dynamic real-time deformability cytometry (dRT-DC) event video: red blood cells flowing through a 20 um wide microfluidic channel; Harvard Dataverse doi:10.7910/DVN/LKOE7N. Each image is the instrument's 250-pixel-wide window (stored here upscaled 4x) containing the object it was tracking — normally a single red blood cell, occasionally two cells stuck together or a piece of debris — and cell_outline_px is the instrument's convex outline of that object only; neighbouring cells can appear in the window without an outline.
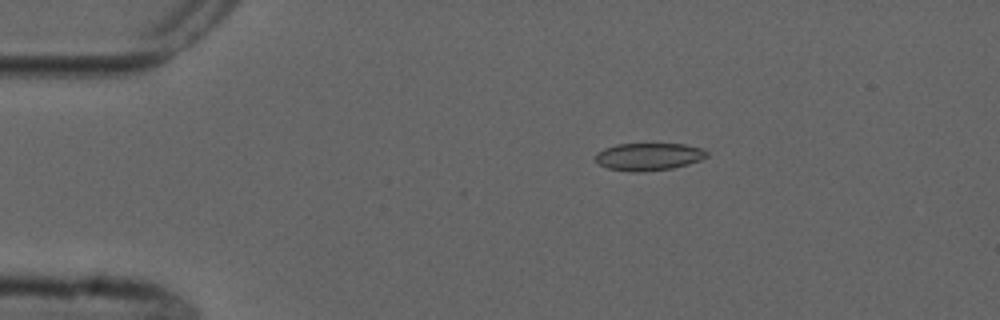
{"species": "common noctule bat (a hibernating species)", "species_latin": "Nyctalus noctula", "temperature_condition": "cold", "stored_images_in_passage": 5, "camera_frame_rate_fps": 3000, "um_per_image_px": 0.085, "animal": {"sex": "male", "forearm_length_mm": 52.5}, "frame": {"image": 1, "passage_image": 3, "time_ms": 2.333, "image_size_px": [1000, 320], "cell_outline_px": [[708, 156], [700, 160], [688, 164], [672, 168], [640, 172], [632, 172], [608, 168], [600, 164], [596, 160], [596, 152], [604, 148], [616, 144], [684, 144], [704, 148], [708, 152]], "centroid_in_image_um": [55.16, 13.31], "position_along_channel_um": 29.8, "area_um2": 17.86}}